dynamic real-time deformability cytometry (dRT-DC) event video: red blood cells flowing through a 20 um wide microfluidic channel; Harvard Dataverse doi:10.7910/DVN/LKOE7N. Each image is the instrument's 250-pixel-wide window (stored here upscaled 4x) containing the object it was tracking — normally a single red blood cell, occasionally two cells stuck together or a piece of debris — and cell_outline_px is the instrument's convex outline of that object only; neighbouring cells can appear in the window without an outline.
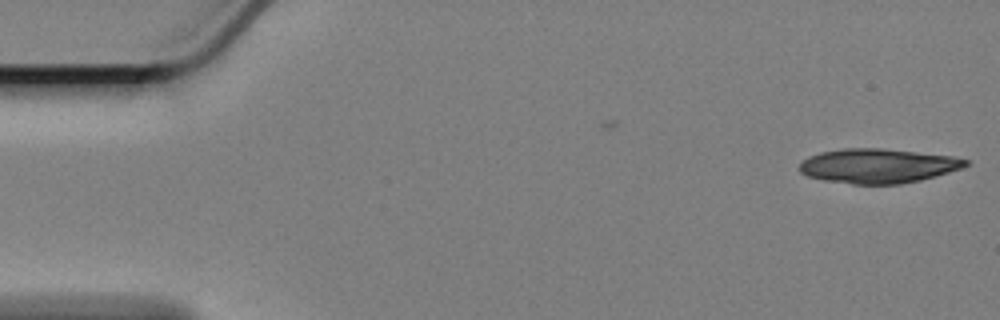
{"species": "Egyptian fruit bat (a non-hibernating species)", "species_latin": "Rousettus aegyptiacus", "temperature_condition": "cold", "stored_images_in_passage": 55, "camera_frame_rate_fps": 3000, "um_per_image_px": 0.085, "animal": {"sex": "female"}, "frame": {"image": 1, "passage_image": 1, "time_ms": 0.0, "image_size_px": [1000, 320], "cell_outline_px": [[968, 164], [964, 168], [920, 180], [900, 184], [852, 184], [824, 180], [808, 176], [800, 172], [800, 164], [808, 156], [820, 152], [844, 148], [880, 148], [952, 156], [968, 160]], "centroid_in_image_um": [74.62, 14.1], "position_along_channel_um": 10.4, "area_um2": 33.23}}
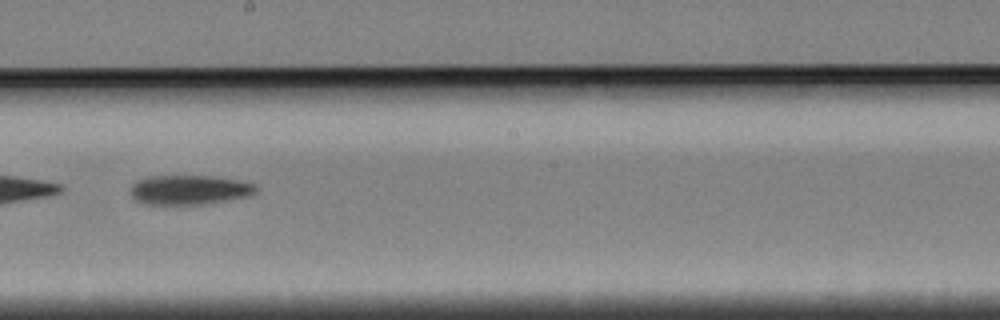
{"frame": {"image": 2, "passage_image": 32, "time_ms": 10.333, "image_size_px": [1000, 320], "cell_outline_px": [[260, 188], [256, 192], [248, 196], [200, 204], [148, 204], [136, 200], [132, 196], [132, 184], [136, 180], [148, 176], [208, 176], [240, 180], [256, 184]], "centroid_in_image_um": [16.12, 16.12], "position_along_channel_um": 232.1, "area_um2": 21.39}}
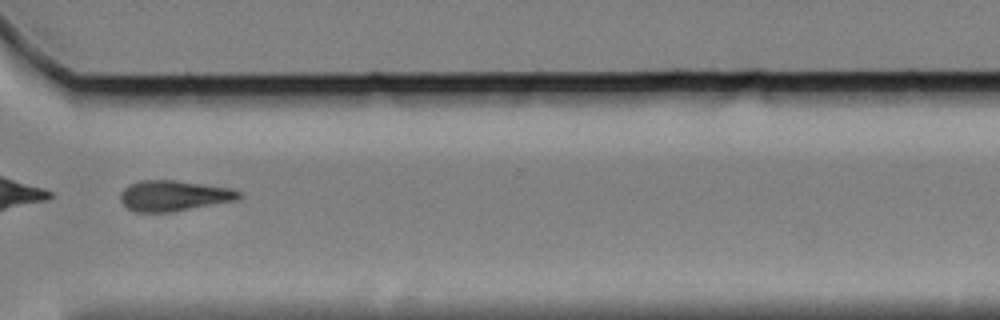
{"frame": {"image": 3, "passage_image": 43, "time_ms": 14.0, "image_size_px": [1000, 320], "cell_outline_px": [[244, 196], [240, 200], [172, 212], [136, 212], [128, 208], [120, 200], [120, 192], [128, 184], [140, 180], [176, 180], [228, 188], [240, 192]], "centroid_in_image_um": [14.78, 16.64], "position_along_channel_um": 355.8, "area_um2": 21.33}, "authors_computed_cell_mechanics": {"area_um2": 22.1374, "velocity_mm_per_s": 3.3738, "shape_relaxation_time_tau1_ms": 3.1554, "shape_relaxation_time_tau2_ms": null, "deformation_change_tau1": 0.1263, "deformation_change_tau2": null}}